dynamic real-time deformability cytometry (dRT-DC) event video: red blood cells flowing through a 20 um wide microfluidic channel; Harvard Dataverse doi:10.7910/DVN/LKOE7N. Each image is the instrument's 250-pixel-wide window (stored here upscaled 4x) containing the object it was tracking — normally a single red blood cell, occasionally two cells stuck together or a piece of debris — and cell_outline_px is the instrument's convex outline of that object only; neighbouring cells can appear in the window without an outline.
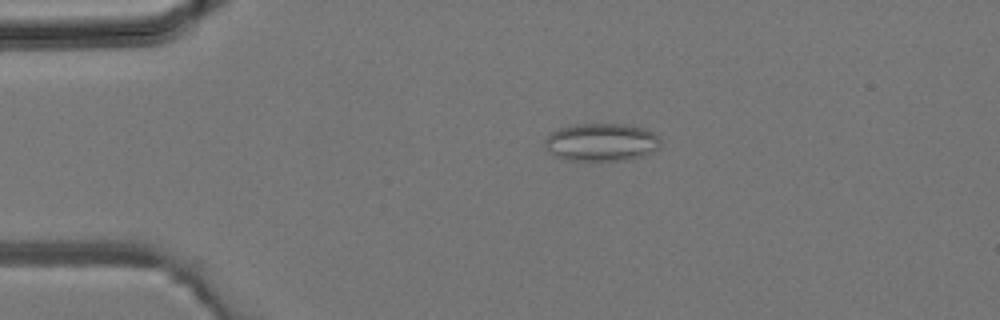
{"species": "common noctule bat (a hibernating species)", "species_latin": "Nyctalus noctula", "temperature_condition": "room temperature", "stored_images_in_passage": 4, "camera_frame_rate_fps": 3000, "um_per_image_px": 0.085, "animal": {"sex": "male", "body_mass_g": 19.2, "forearm_length_mm": 51.8}, "frame": {"image": 1, "passage_image": 4, "time_ms": 1.0, "image_size_px": [1000, 320], "cell_outline_px": [[660, 148], [644, 156], [632, 160], [568, 160], [556, 156], [548, 152], [544, 148], [544, 140], [552, 132], [560, 128], [576, 124], [624, 124], [644, 128], [660, 136]], "centroid_in_image_um": [51.14, 12.09], "position_along_channel_um": 33.9, "area_um2": 25.78}}